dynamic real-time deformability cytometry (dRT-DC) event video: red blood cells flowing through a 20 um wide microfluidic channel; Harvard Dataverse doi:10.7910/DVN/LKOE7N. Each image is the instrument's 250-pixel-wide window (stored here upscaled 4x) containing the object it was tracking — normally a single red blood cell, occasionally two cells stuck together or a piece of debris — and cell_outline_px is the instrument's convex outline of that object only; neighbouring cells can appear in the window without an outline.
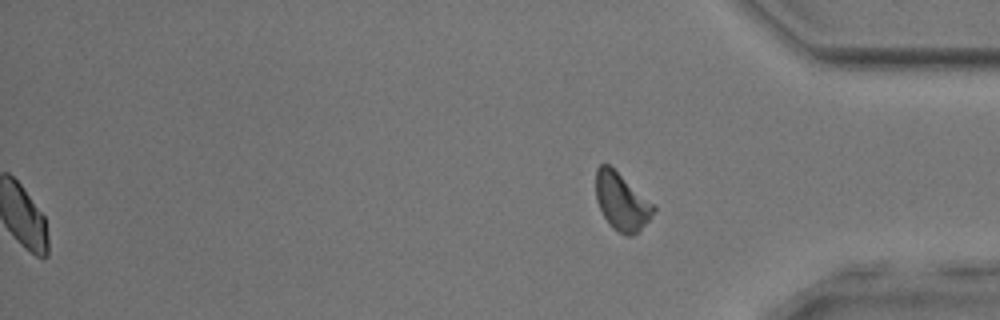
{"species": "common noctule bat (a hibernating species)", "species_latin": "Nyctalus noctula", "temperature_condition": "room temperature", "stored_images_in_passage": 51, "segment_of_instrument_passage": [2, 2], "camera_frame_rate_fps": 3000, "um_per_image_px": 0.085, "animal": {"sex": "male", "body_mass_g": 17.9, "forearm_length_mm": 54.2}, "frame": {"image": 1, "passage_image": 51, "time_ms": 16.667, "image_size_px": [1000, 320], "cell_outline_px": [[656, 208], [648, 220], [632, 236], [624, 236], [612, 228], [604, 216], [596, 200], [596, 168], [600, 164], [608, 164], [652, 204]], "centroid_in_image_um": [52.79, 17.16], "position_along_channel_um": 382.4, "area_um2": 18.61}}